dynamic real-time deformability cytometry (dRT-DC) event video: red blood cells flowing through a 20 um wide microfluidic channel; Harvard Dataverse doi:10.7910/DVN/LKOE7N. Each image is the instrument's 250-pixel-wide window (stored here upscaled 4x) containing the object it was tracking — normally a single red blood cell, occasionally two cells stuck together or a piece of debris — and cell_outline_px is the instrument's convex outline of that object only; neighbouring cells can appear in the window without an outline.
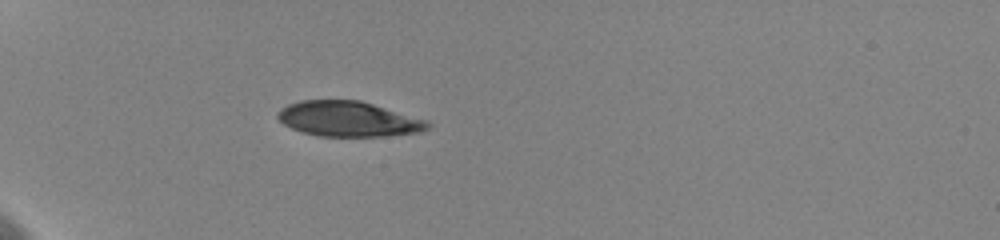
{"species": "human", "species_latin": "Homo sapiens", "temperature_condition": "cold", "stored_images_in_passage": 40, "camera_frame_rate_fps": 3000, "um_per_image_px": 0.085, "donor": {"sex": "female"}, "frame": {"image": 1, "passage_image": 1, "time_ms": 0.0, "image_size_px": [1000, 240], "cell_outline_px": [[432, 124], [428, 128], [420, 132], [384, 136], [320, 136], [304, 132], [292, 128], [284, 124], [276, 116], [276, 112], [280, 108], [288, 104], [300, 100], [360, 100], [428, 120]], "centroid_in_image_um": [29.62, 10.1], "position_along_channel_um": 55.4, "area_um2": 30.81}}
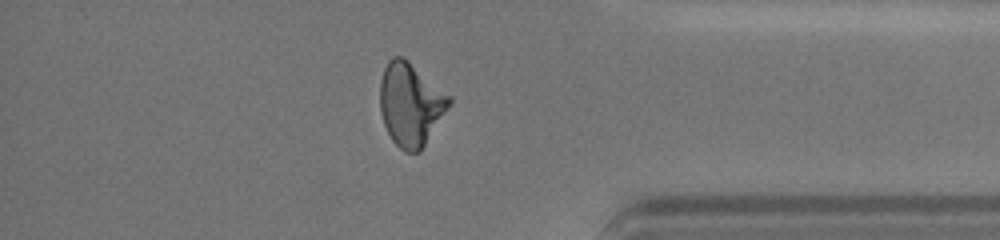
{"frame": {"image": 2, "passage_image": 33, "time_ms": 10.667, "image_size_px": [1000, 240], "cell_outline_px": [[452, 104], [420, 152], [404, 152], [392, 140], [384, 124], [380, 112], [380, 80], [384, 68], [388, 60], [392, 56], [404, 56], [452, 96]], "centroid_in_image_um": [34.92, 8.84], "position_along_channel_um": 400.3, "area_um2": 33.99}}
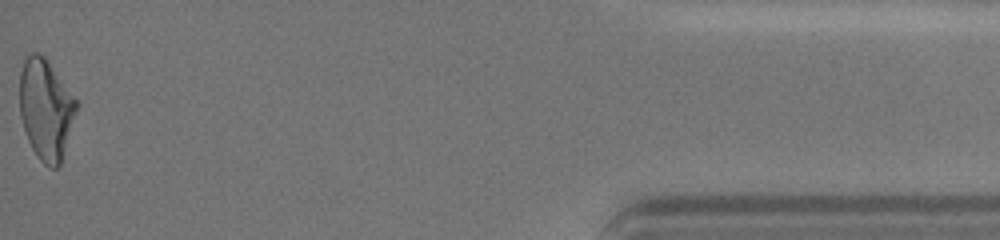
{"frame": {"image": 3, "passage_image": 40, "time_ms": 13.0, "image_size_px": [1000, 240], "cell_outline_px": [[80, 104], [60, 164], [56, 168], [52, 168], [44, 164], [36, 156], [28, 140], [20, 116], [20, 72], [24, 60], [28, 52], [36, 52], [44, 56]], "centroid_in_image_um": [3.91, 9.28], "position_along_channel_um": 431.3, "area_um2": 33.35}, "authors_computed_cell_mechanics": {"area_um2": 32.8882, "velocity_mm_per_s": 3.5925, "shape_relaxation_time_tau1_ms": 6.6259, "shape_relaxation_time_tau2_ms": 1.1943, "deformation_change_tau1": 0.1915, "deformation_change_tau2": 0.0578}}